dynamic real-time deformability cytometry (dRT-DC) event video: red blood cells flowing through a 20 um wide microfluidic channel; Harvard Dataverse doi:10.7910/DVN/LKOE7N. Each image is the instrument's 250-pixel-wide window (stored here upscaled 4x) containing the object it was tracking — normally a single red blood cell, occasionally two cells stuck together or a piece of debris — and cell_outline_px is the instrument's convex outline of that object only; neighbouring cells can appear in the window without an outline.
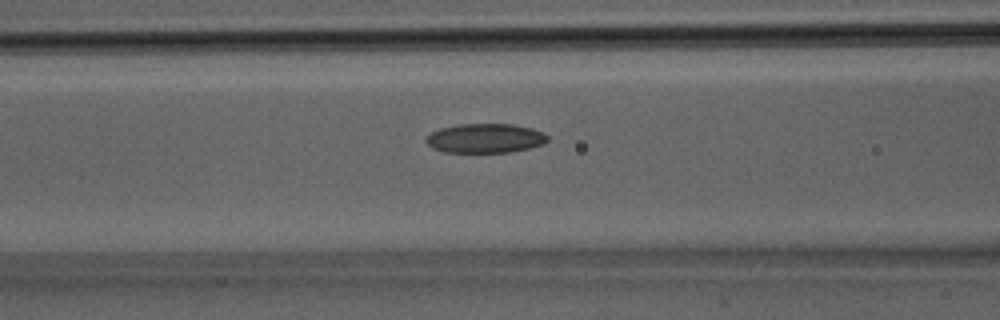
{"species": "Egyptian fruit bat (a non-hibernating species)", "species_latin": "Rousettus aegyptiacus", "temperature_condition": "room temperature", "stored_images_in_passage": 21, "camera_frame_rate_fps": 3000, "um_per_image_px": 0.085, "animal": {"sex": "male"}, "frame": {"image": 1, "passage_image": 4, "time_ms": 1.0, "image_size_px": [1000, 320], "cell_outline_px": [[548, 140], [544, 144], [512, 152], [444, 152], [432, 148], [424, 140], [432, 132], [440, 128], [460, 124], [512, 124], [532, 128], [544, 132], [548, 136]], "centroid_in_image_um": [41.26, 11.75], "position_along_channel_um": 125.3, "area_um2": 20.81}}
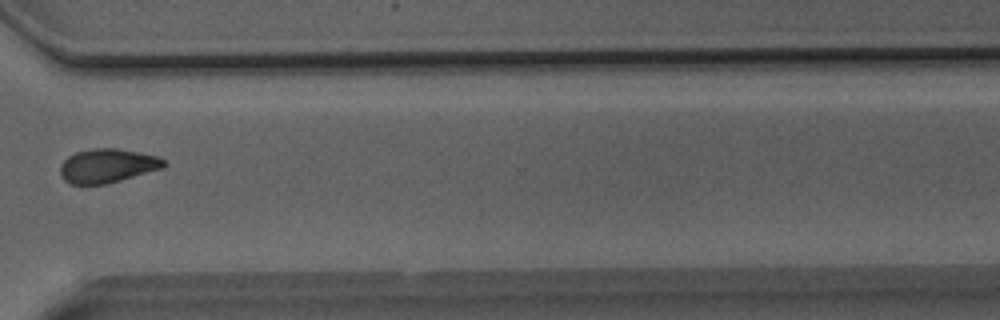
{"frame": {"image": 2, "passage_image": 15, "time_ms": 4.667, "image_size_px": [1000, 320], "cell_outline_px": [[164, 164], [160, 168], [108, 184], [72, 184], [64, 180], [60, 176], [60, 164], [68, 156], [76, 152], [96, 148], [116, 148], [160, 156], [164, 160]], "centroid_in_image_um": [9.08, 14.09], "position_along_channel_um": 361.5, "area_um2": 20.35}}
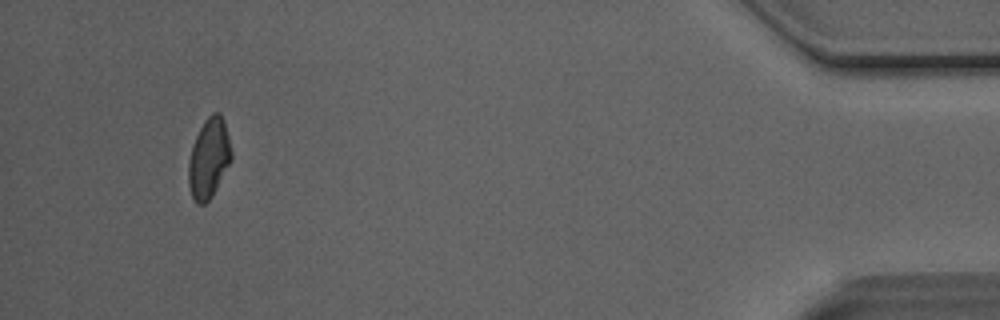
{"frame": {"image": 3, "passage_image": 21, "time_ms": 6.667, "image_size_px": [1000, 320], "cell_outline_px": [[232, 160], [212, 196], [204, 204], [196, 204], [192, 196], [188, 184], [188, 164], [192, 144], [204, 120], [212, 112], [220, 112], [224, 120], [232, 152]], "centroid_in_image_um": [17.75, 13.44], "position_along_channel_um": 417.4, "area_um2": 20.06}}